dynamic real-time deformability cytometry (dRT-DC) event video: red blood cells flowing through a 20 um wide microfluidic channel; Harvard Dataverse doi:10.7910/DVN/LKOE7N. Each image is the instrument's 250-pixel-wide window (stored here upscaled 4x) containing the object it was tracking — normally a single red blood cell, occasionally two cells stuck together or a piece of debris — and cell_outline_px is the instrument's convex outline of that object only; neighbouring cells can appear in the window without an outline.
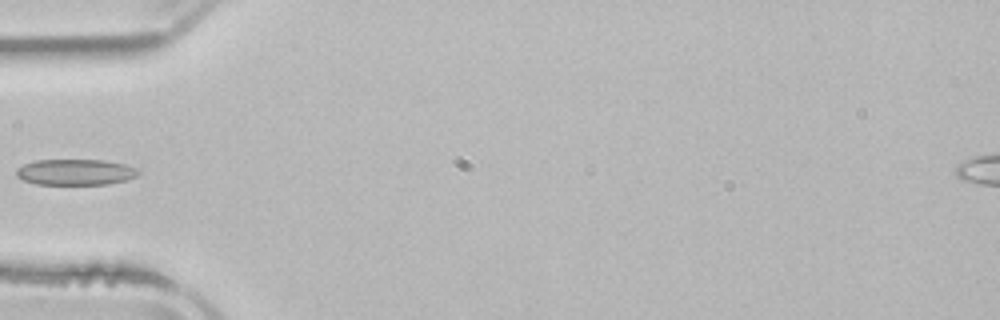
{"species": "common noctule bat (a hibernating species)", "species_latin": "Nyctalus noctula", "temperature_condition": "room temperature", "stored_images_in_passage": 4, "camera_frame_rate_fps": 3000, "um_per_image_px": 0.085, "animal": {"sex": "male", "body_mass_g": 21.5, "forearm_length_mm": 52.0}, "frame": {"image": 1, "passage_image": 4, "time_ms": 5.333, "image_size_px": [1000, 320], "cell_outline_px": [[140, 172], [136, 176], [128, 180], [108, 184], [36, 184], [24, 180], [16, 176], [16, 168], [24, 164], [36, 160], [104, 160], [124, 164], [136, 168]], "centroid_in_image_um": [6.41, 14.63], "position_along_channel_um": 78.6, "area_um2": 18.44}}